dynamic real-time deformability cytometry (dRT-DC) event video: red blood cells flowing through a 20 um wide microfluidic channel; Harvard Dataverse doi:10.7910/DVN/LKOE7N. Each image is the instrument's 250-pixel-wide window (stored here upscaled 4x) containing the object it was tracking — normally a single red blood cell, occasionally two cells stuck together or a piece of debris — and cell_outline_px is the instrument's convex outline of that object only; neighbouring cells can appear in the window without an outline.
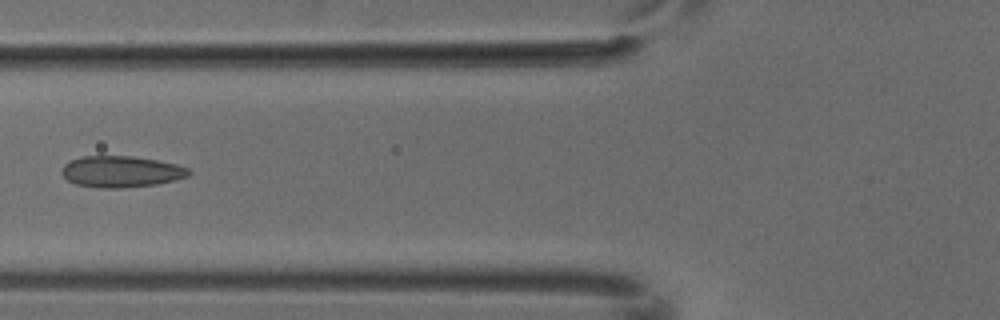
{"species": "common noctule bat (a hibernating species)", "species_latin": "Nyctalus noctula", "temperature_condition": "cold", "stored_images_in_passage": 4, "camera_frame_rate_fps": 3000, "um_per_image_px": 0.085, "animal": {"sex": "male", "body_mass_g": 18.8}, "frame": {"image": 1, "passage_image": 3, "time_ms": 0.667, "image_size_px": [1000, 320], "cell_outline_px": [[192, 172], [188, 176], [176, 180], [156, 184], [120, 188], [100, 188], [76, 184], [68, 180], [60, 172], [60, 168], [64, 164], [72, 160], [84, 156], [132, 156], [156, 160], [176, 164], [188, 168]], "centroid_in_image_um": [10.29, 14.59], "position_along_channel_um": 115.5, "area_um2": 23.18}}
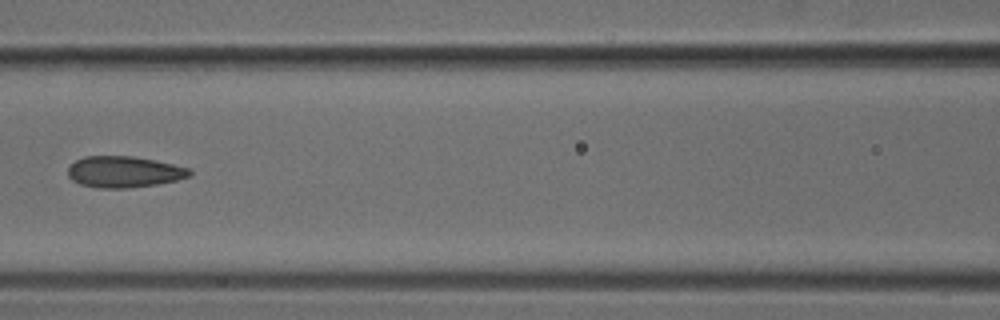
{"frame": {"image": 2, "passage_image": 4, "time_ms": 1.0, "image_size_px": [1000, 320], "cell_outline_px": [[192, 176], [176, 180], [156, 184], [128, 188], [96, 188], [80, 184], [72, 180], [68, 176], [68, 168], [76, 160], [84, 156], [132, 156], [156, 160], [192, 168]], "centroid_in_image_um": [10.57, 14.6], "position_along_channel_um": 156.0, "area_um2": 22.37}}